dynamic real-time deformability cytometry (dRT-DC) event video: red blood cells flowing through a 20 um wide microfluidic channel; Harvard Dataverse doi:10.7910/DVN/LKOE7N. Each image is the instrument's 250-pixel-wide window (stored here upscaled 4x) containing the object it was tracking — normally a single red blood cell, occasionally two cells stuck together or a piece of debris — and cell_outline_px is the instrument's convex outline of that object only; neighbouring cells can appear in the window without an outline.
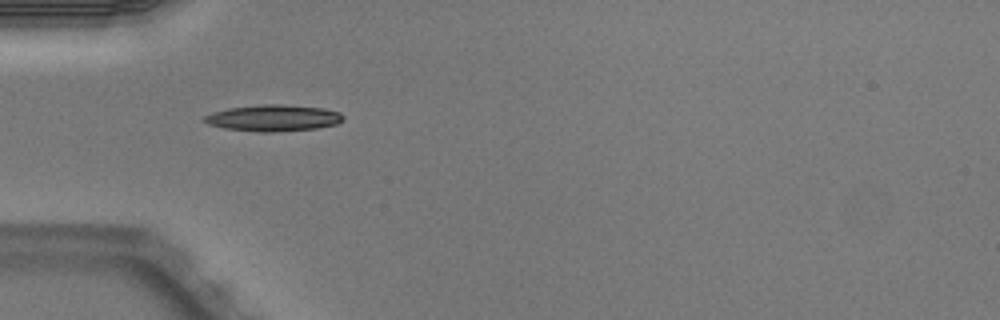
{"species": "Egyptian fruit bat (a non-hibernating species)", "species_latin": "Rousettus aegyptiacus", "temperature_condition": "warm", "stored_images_in_passage": 3, "camera_frame_rate_fps": 3000, "um_per_image_px": 0.085, "animal": {"sex": "male"}, "frame": {"image": 1, "passage_image": 2, "time_ms": 0.333, "image_size_px": [1000, 320], "cell_outline_px": [[344, 120], [336, 124], [316, 128], [272, 132], [264, 132], [224, 128], [208, 124], [200, 120], [204, 116], [212, 112], [228, 108], [264, 104], [280, 104], [324, 108], [340, 112], [344, 116]], "centroid_in_image_um": [23.22, 10.02], "position_along_channel_um": 61.8, "area_um2": 21.39}}